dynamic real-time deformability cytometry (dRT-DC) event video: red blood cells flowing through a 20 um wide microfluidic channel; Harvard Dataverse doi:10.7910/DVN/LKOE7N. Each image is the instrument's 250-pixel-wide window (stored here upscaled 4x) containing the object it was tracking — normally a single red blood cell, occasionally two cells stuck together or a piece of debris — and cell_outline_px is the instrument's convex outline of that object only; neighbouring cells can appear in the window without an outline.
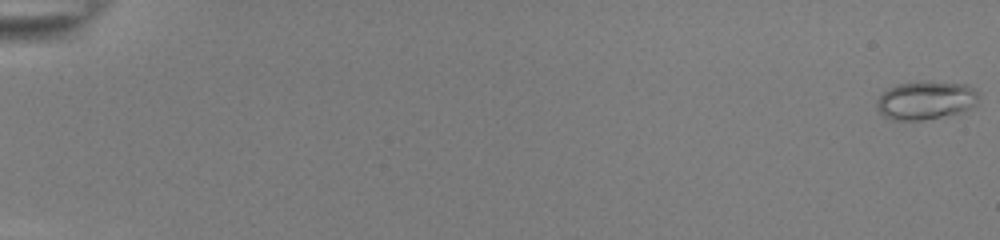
{"species": "common noctule bat (a hibernating species)", "species_latin": "Nyctalus noctula", "temperature_condition": "room temperature", "stored_images_in_passage": 55, "camera_frame_rate_fps": 3000, "um_per_image_px": 0.085, "animal": {"sex": "female", "body_mass_g": 22.0, "forearm_length_mm": 56.7}, "frame": {"image": 1, "passage_image": 1, "time_ms": 0.0, "image_size_px": [1000, 240], "cell_outline_px": [[980, 92], [976, 104], [960, 112], [920, 120], [892, 120], [884, 116], [876, 108], [876, 100], [888, 88], [896, 84], [924, 80], [932, 80], [968, 84]], "centroid_in_image_um": [78.69, 8.48], "position_along_channel_um": 6.3, "area_um2": 23.12}}
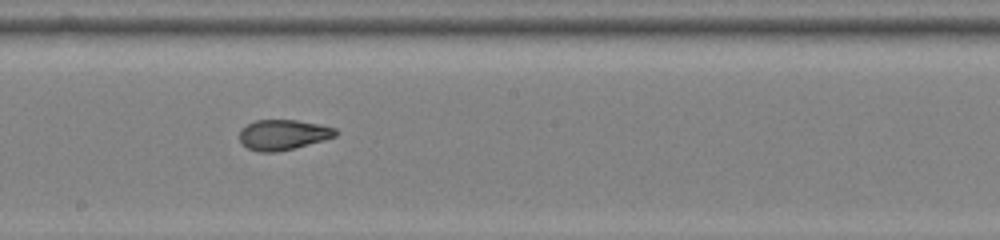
{"frame": {"image": 2, "passage_image": 33, "time_ms": 10.667, "image_size_px": [1000, 240], "cell_outline_px": [[340, 132], [336, 136], [324, 140], [276, 152], [260, 152], [248, 148], [240, 144], [240, 128], [256, 120], [296, 120], [320, 124], [336, 128]], "centroid_in_image_um": [24.07, 11.44], "position_along_channel_um": 224.1, "area_um2": 16.99}}
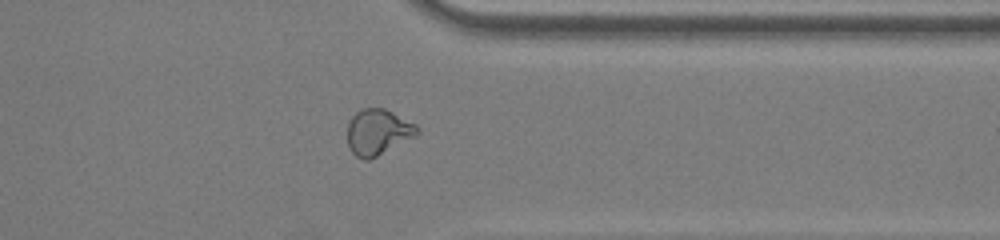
{"frame": {"image": 3, "passage_image": 45, "time_ms": 14.667, "image_size_px": [1000, 240], "cell_outline_px": [[420, 132], [416, 136], [368, 160], [364, 160], [356, 156], [352, 152], [348, 144], [348, 124], [352, 116], [356, 112], [364, 108], [384, 108], [416, 124], [420, 128]], "centroid_in_image_um": [32.14, 11.22], "position_along_channel_um": 379.3, "area_um2": 18.5}, "authors_computed_cell_mechanics": {"area_um2": 18.496, "velocity_mm_per_s": 3.9022, "shape_relaxation_time_tau1_ms": 7.6491, "shape_relaxation_time_tau2_ms": 1.3148, "deformation_change_tau1": 0.2473, "deformation_change_tau2": 0.0733}}